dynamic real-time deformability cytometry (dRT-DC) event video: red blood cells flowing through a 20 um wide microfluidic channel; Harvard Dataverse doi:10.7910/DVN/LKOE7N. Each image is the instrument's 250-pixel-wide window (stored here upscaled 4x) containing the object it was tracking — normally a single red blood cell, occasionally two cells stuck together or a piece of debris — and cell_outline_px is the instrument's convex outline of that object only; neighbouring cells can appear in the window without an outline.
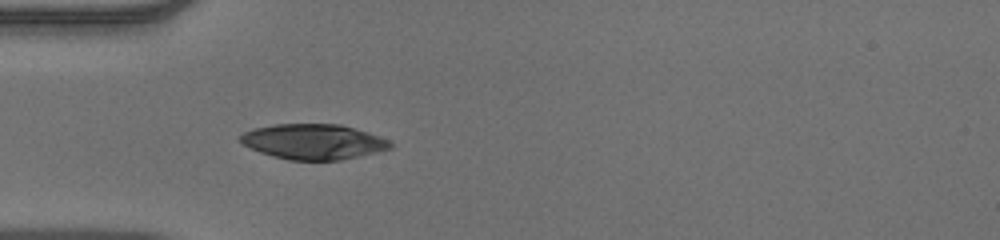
{"species": "human", "species_latin": "Homo sapiens", "temperature_condition": "warm", "stored_images_in_passage": 20, "camera_frame_rate_fps": 3000, "um_per_image_px": 0.085, "donor": {"sex": "male"}, "frame": {"image": 1, "passage_image": 1, "time_ms": 0.0, "image_size_px": [1000, 240], "cell_outline_px": [[392, 148], [376, 152], [340, 160], [288, 160], [272, 156], [260, 152], [244, 144], [240, 140], [240, 136], [244, 132], [252, 128], [276, 124], [340, 124], [368, 132], [388, 140], [392, 144]], "centroid_in_image_um": [26.63, 12.04], "position_along_channel_um": 58.4, "area_um2": 30.63}}
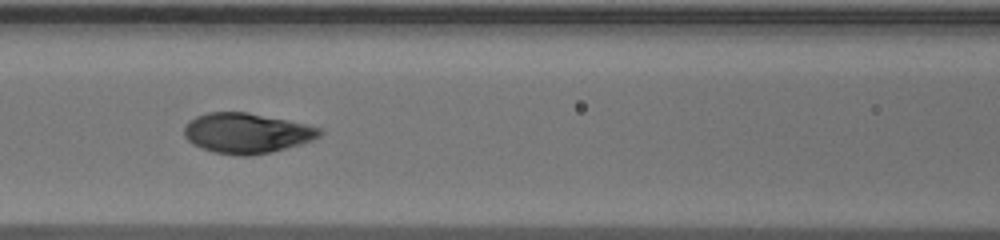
{"frame": {"image": 2, "passage_image": 8, "time_ms": 2.333, "image_size_px": [1000, 240], "cell_outline_px": [[324, 132], [320, 136], [312, 140], [300, 144], [268, 152], [248, 156], [236, 156], [212, 152], [200, 148], [192, 144], [184, 136], [184, 128], [188, 120], [196, 116], [208, 112], [248, 112], [304, 124], [320, 128]], "centroid_in_image_um": [20.91, 11.32], "position_along_channel_um": 145.7, "area_um2": 31.67}}
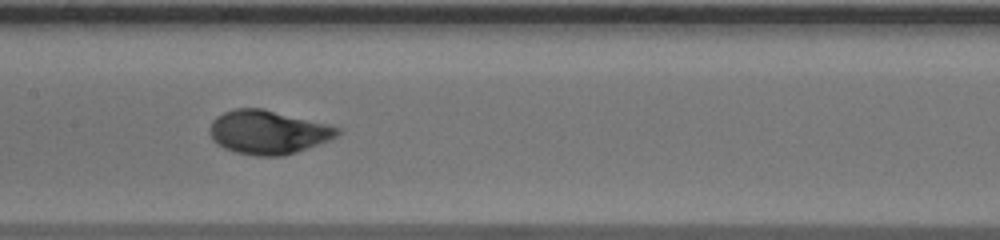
{"frame": {"image": 3, "passage_image": 11, "time_ms": 3.333, "image_size_px": [1000, 240], "cell_outline_px": [[340, 132], [336, 136], [328, 140], [296, 152], [280, 156], [256, 156], [236, 152], [224, 148], [212, 140], [208, 132], [208, 128], [212, 120], [216, 116], [232, 108], [264, 108], [328, 124], [340, 128]], "centroid_in_image_um": [22.73, 11.22], "position_along_channel_um": 184.7, "area_um2": 32.66}}